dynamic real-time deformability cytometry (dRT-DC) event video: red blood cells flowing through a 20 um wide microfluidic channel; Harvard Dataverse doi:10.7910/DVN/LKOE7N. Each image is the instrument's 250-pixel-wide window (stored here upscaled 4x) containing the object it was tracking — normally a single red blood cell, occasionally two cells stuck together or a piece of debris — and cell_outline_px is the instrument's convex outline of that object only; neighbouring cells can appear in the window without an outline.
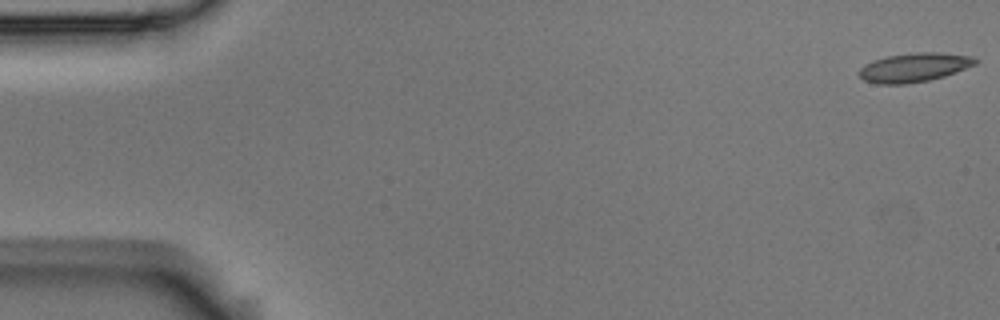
{"species": "Egyptian fruit bat (a non-hibernating species)", "species_latin": "Rousettus aegyptiacus", "temperature_condition": "room temperature", "stored_images_in_passage": 6, "camera_frame_rate_fps": 3000, "um_per_image_px": 0.085, "animal": {"sex": "male"}, "frame": {"image": 1, "passage_image": 1, "time_ms": 0.0, "image_size_px": [1000, 320], "cell_outline_px": [[976, 64], [944, 76], [928, 80], [904, 84], [876, 84], [864, 80], [860, 76], [860, 68], [864, 64], [872, 60], [888, 56], [916, 52], [936, 52], [972, 56], [976, 60]], "centroid_in_image_um": [77.67, 5.73], "position_along_channel_um": 7.3, "area_um2": 19.42}}
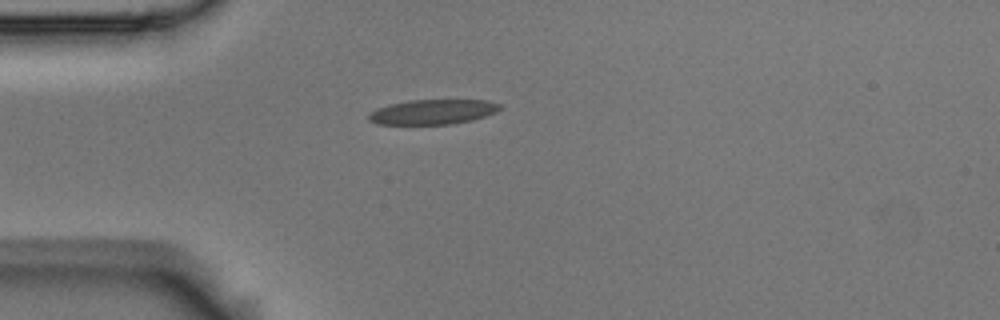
{"frame": {"image": 2, "passage_image": 5, "time_ms": 1.333, "image_size_px": [1000, 320], "cell_outline_px": [[500, 108], [496, 112], [472, 120], [452, 124], [376, 124], [368, 120], [368, 112], [376, 108], [408, 100], [488, 100], [500, 104]], "centroid_in_image_um": [36.75, 9.51], "position_along_channel_um": 48.2, "area_um2": 19.02}}